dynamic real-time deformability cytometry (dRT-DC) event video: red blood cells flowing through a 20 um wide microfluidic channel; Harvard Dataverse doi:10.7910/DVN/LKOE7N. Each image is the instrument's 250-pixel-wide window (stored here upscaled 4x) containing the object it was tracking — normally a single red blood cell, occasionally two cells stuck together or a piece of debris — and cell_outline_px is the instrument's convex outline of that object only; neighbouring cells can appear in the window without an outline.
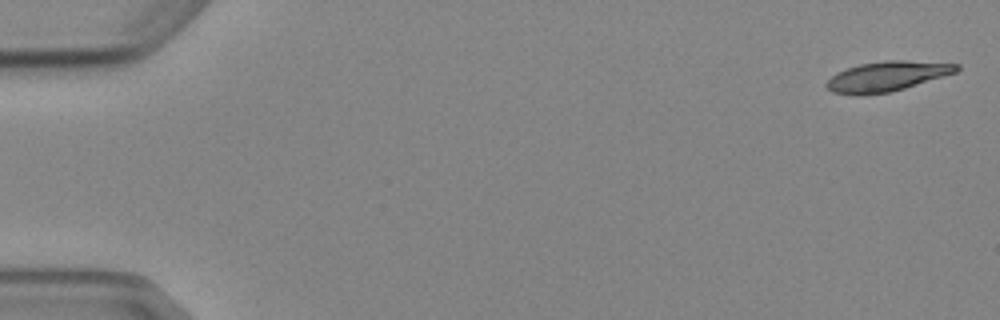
{"species": "Egyptian fruit bat (a non-hibernating species)", "species_latin": "Rousettus aegyptiacus", "temperature_condition": "cold", "stored_images_in_passage": 7, "camera_frame_rate_fps": 3000, "um_per_image_px": 0.085, "animal": {"sex": "female"}, "frame": {"image": 1, "passage_image": 1, "time_ms": 0.0, "image_size_px": [1000, 320], "cell_outline_px": [[960, 68], [956, 72], [944, 76], [892, 92], [860, 96], [856, 96], [832, 92], [824, 84], [836, 72], [860, 64], [884, 60], [904, 60], [960, 64]], "centroid_in_image_um": [75.37, 6.5], "position_along_channel_um": 9.6, "area_um2": 22.83}}
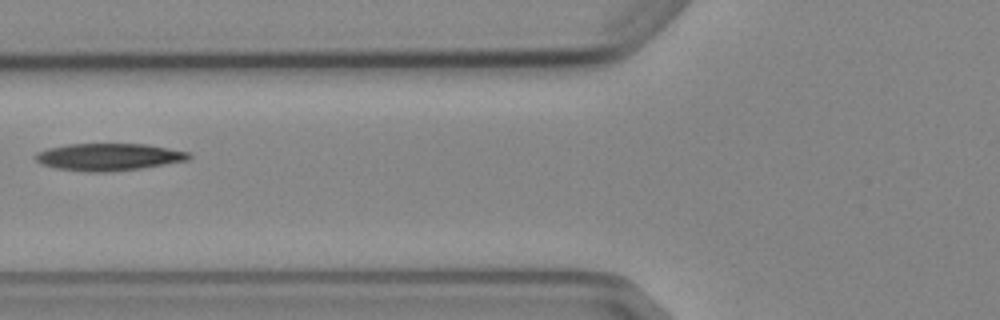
{"frame": {"image": 2, "passage_image": 6, "time_ms": 6.667, "image_size_px": [1000, 320], "cell_outline_px": [[192, 156], [188, 160], [140, 168], [108, 172], [88, 172], [56, 168], [40, 164], [36, 160], [36, 152], [48, 148], [68, 144], [148, 144], [188, 152]], "centroid_in_image_um": [9.22, 13.34], "position_along_channel_um": 116.6, "area_um2": 24.22}}
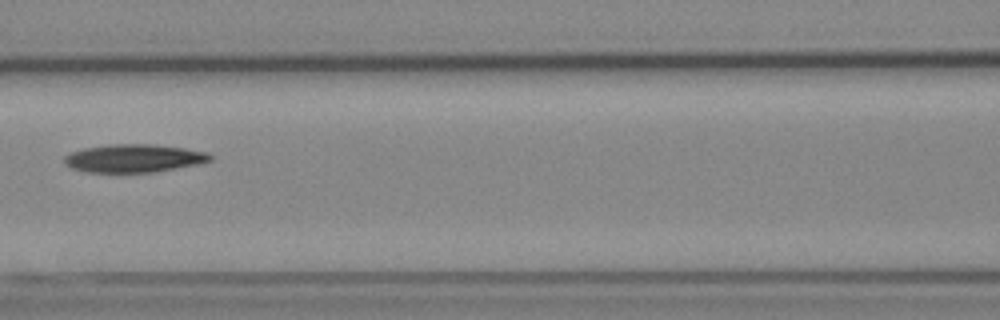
{"frame": {"image": 3, "passage_image": 7, "time_ms": 7.667, "image_size_px": [1000, 320], "cell_outline_px": [[212, 160], [196, 164], [156, 172], [84, 172], [72, 168], [64, 164], [64, 156], [72, 152], [84, 148], [108, 144], [152, 144], [184, 148], [208, 152], [212, 156]], "centroid_in_image_um": [11.36, 13.45], "position_along_channel_um": 155.2, "area_um2": 23.87}}